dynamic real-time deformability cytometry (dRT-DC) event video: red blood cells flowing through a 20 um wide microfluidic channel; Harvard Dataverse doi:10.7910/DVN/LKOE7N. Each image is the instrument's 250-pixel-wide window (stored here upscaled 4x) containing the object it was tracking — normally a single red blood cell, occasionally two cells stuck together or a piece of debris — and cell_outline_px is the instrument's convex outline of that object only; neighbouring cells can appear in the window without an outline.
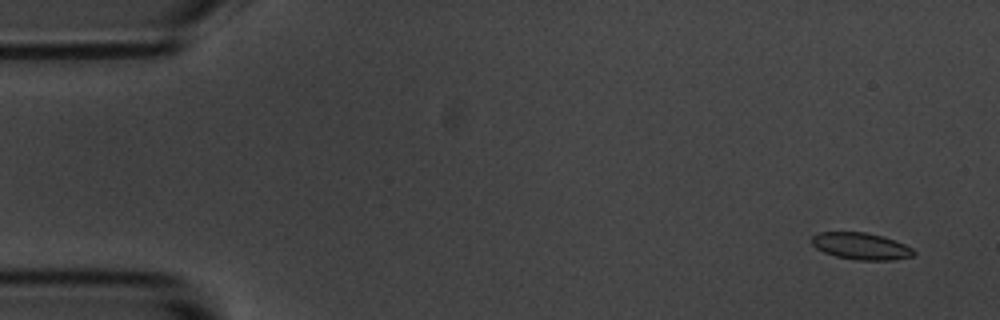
{"species": "common noctule bat (a hibernating species)", "species_latin": "Nyctalus noctula", "temperature_condition": "room temperature", "stored_images_in_passage": 7, "camera_frame_rate_fps": 3000, "um_per_image_px": 0.085, "animal": {"sex": "male", "body_mass_g": 20.1, "forearm_length_mm": 53.5}, "frame": {"image": 1, "passage_image": 1, "time_ms": 0.0, "image_size_px": [1000, 320], "cell_outline_px": [[916, 252], [912, 256], [892, 260], [856, 260], [836, 256], [824, 252], [816, 248], [812, 244], [812, 236], [820, 232], [864, 232], [884, 236], [904, 244], [912, 248]], "centroid_in_image_um": [73.19, 20.92], "position_along_channel_um": 11.8, "area_um2": 15.9}}
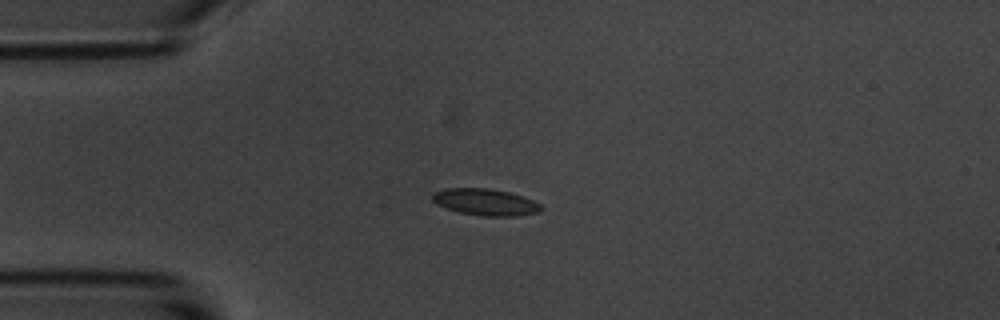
{"frame": {"image": 2, "passage_image": 4, "time_ms": 3.667, "image_size_px": [1000, 320], "cell_outline_px": [[540, 212], [516, 216], [480, 216], [460, 212], [436, 204], [432, 200], [432, 196], [436, 192], [444, 188], [488, 188], [508, 192], [524, 196], [540, 204]], "centroid_in_image_um": [41.26, 17.18], "position_along_channel_um": 43.7, "area_um2": 16.76}}
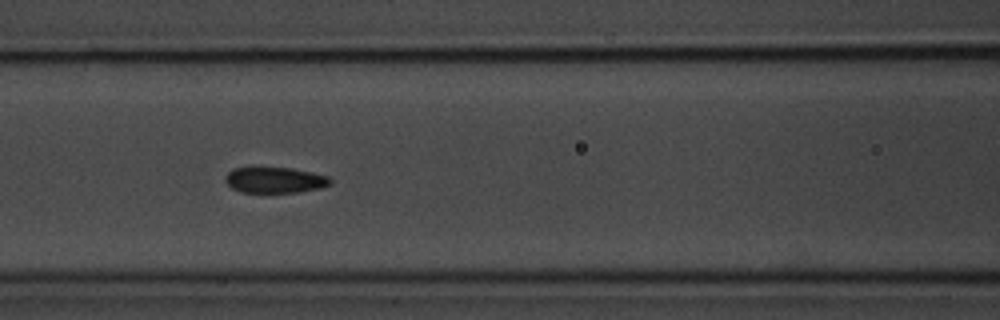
{"frame": {"image": 3, "passage_image": 7, "time_ms": 7.0, "image_size_px": [1000, 320], "cell_outline_px": [[332, 184], [320, 188], [300, 192], [264, 196], [240, 192], [232, 188], [224, 180], [224, 176], [232, 168], [292, 168], [312, 172], [328, 176], [332, 180]], "centroid_in_image_um": [23.34, 15.36], "position_along_channel_um": 143.3, "area_um2": 16.7}}